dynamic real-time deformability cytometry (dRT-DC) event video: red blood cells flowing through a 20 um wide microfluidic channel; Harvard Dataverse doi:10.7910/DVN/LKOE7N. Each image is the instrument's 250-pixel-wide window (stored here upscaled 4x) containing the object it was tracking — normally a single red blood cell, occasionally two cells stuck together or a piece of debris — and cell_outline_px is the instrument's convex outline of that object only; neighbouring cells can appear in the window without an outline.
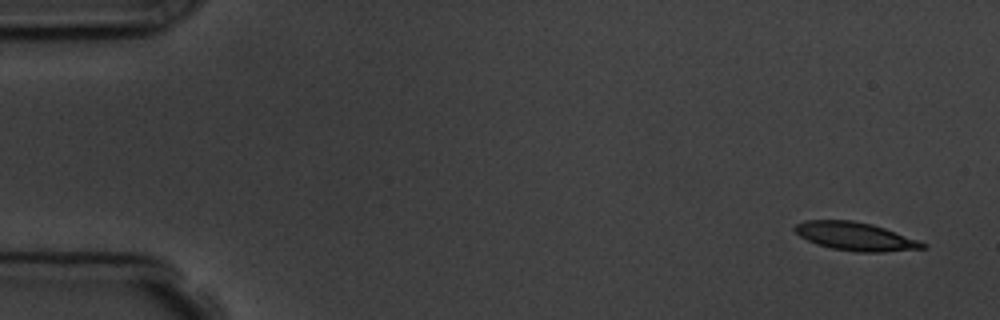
{"species": "common noctule bat (a hibernating species)", "species_latin": "Nyctalus noctula", "temperature_condition": "room temperature", "stored_images_in_passage": 3, "camera_frame_rate_fps": 3000, "um_per_image_px": 0.085, "animal": {"sex": "male", "body_mass_g": 19.5, "forearm_length_mm": 54.6}, "frame": {"image": 1, "passage_image": 1, "time_ms": 0.0, "image_size_px": [1000, 320], "cell_outline_px": [[928, 248], [884, 252], [856, 252], [832, 248], [816, 244], [800, 236], [792, 228], [796, 224], [804, 220], [852, 220], [872, 224], [884, 228], [928, 244]], "centroid_in_image_um": [72.7, 20.09], "position_along_channel_um": 12.3, "area_um2": 21.04}}